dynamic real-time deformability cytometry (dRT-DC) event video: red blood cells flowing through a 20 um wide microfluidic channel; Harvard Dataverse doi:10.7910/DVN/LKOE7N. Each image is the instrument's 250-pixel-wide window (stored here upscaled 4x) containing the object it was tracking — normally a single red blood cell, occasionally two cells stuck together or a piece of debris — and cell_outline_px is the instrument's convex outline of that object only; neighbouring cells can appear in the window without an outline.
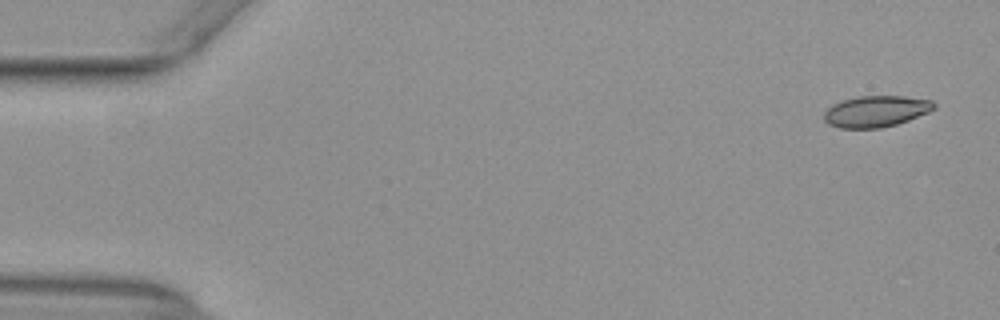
{"species": "common noctule bat (a hibernating species)", "species_latin": "Nyctalus noctula", "temperature_condition": "warm", "stored_images_in_passage": 23, "camera_frame_rate_fps": 3000, "um_per_image_px": 0.085, "animal": {"sex": "female", "body_mass_g": 29.2, "forearm_length_mm": 56.3}, "frame": {"image": 1, "passage_image": 1, "time_ms": 0.0, "image_size_px": [1000, 320], "cell_outline_px": [[936, 108], [928, 112], [908, 120], [896, 124], [880, 128], [840, 128], [828, 124], [824, 120], [824, 112], [832, 104], [856, 96], [904, 96], [932, 100], [936, 104]], "centroid_in_image_um": [74.46, 9.46], "position_along_channel_um": 10.5, "area_um2": 20.06}}
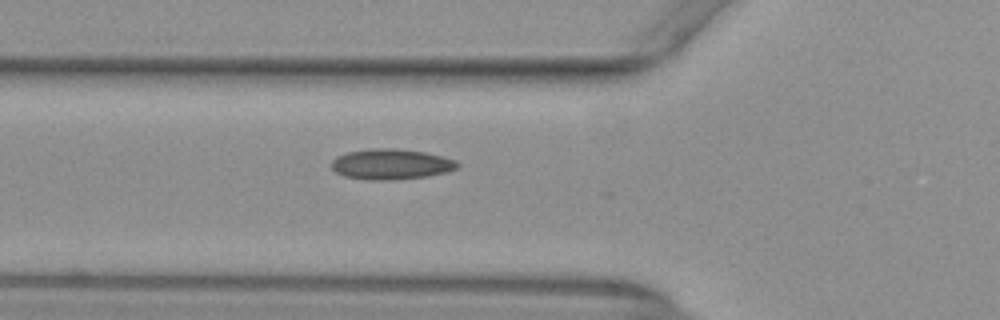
{"frame": {"image": 2, "passage_image": 18, "time_ms": 5.667, "image_size_px": [1000, 320], "cell_outline_px": [[460, 164], [456, 168], [448, 172], [428, 176], [388, 180], [372, 180], [344, 176], [336, 172], [332, 168], [332, 160], [336, 156], [348, 152], [372, 148], [396, 148], [424, 152], [456, 160]], "centroid_in_image_um": [33.24, 13.95], "position_along_channel_um": 92.6, "area_um2": 22.31}}
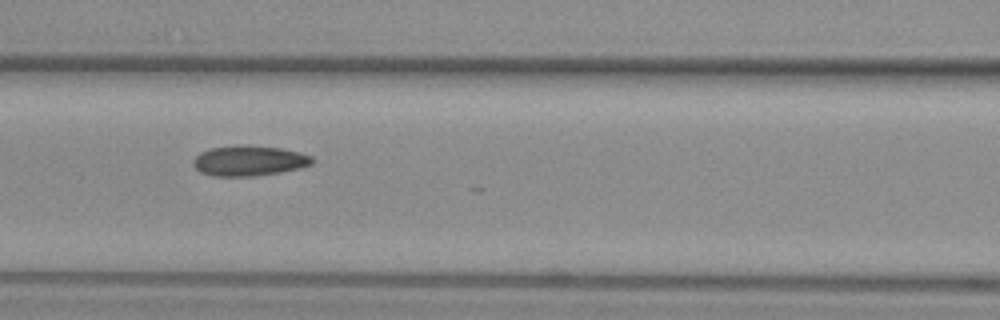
{"frame": {"image": 3, "passage_image": 22, "time_ms": 7.0, "image_size_px": [1000, 320], "cell_outline_px": [[316, 160], [312, 164], [300, 168], [280, 172], [252, 176], [212, 176], [200, 172], [192, 164], [192, 160], [200, 152], [208, 148], [236, 144], [244, 144], [280, 148], [300, 152], [312, 156]], "centroid_in_image_um": [21.16, 13.64], "position_along_channel_um": 145.4, "area_um2": 21.39}}